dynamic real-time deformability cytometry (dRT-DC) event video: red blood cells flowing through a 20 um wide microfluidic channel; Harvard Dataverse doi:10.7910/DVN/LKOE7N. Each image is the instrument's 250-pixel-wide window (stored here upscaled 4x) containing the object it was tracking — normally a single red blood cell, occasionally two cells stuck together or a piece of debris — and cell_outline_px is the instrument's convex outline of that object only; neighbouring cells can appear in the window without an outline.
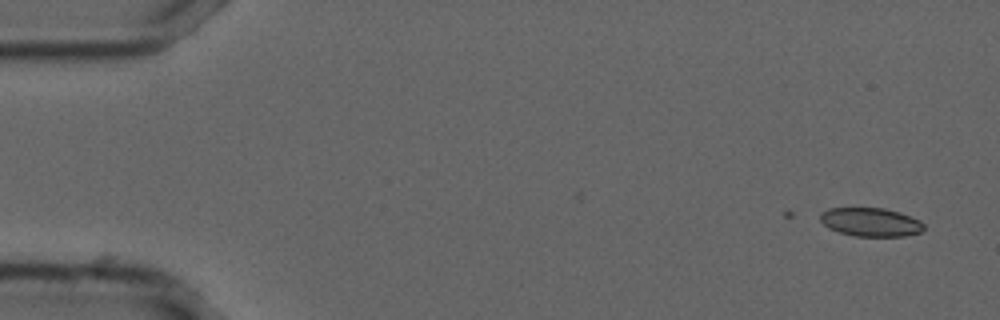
{"species": "common noctule bat (a hibernating species)", "species_latin": "Nyctalus noctula", "temperature_condition": "cold", "stored_images_in_passage": 3, "camera_frame_rate_fps": 3000, "um_per_image_px": 0.085, "animal": {"sex": "male", "forearm_length_mm": 52.5}, "frame": {"image": 1, "passage_image": 1, "time_ms": 0.0, "image_size_px": [1000, 320], "cell_outline_px": [[924, 228], [920, 232], [904, 236], [856, 236], [840, 232], [828, 228], [820, 220], [820, 212], [828, 208], [884, 208], [900, 212], [920, 220], [924, 224]], "centroid_in_image_um": [74.0, 18.87], "position_along_channel_um": 11.0, "area_um2": 17.28}}